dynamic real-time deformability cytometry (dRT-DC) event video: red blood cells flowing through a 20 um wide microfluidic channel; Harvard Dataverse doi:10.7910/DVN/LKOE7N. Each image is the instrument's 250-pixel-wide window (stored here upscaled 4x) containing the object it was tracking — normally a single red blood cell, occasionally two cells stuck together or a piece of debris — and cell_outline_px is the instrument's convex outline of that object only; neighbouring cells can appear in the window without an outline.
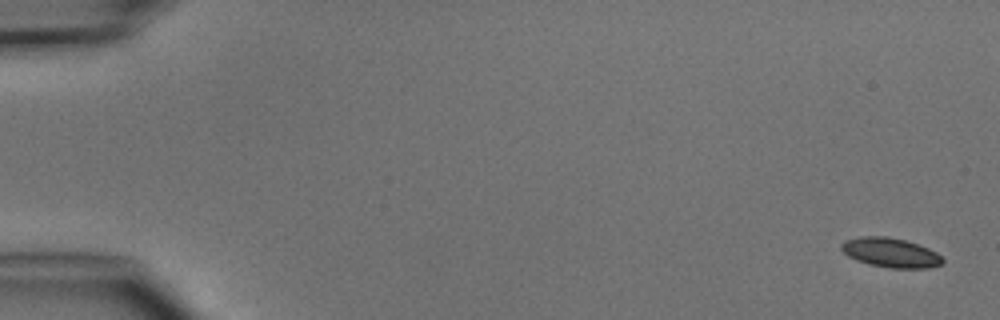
{"species": "common noctule bat (a hibernating species)", "species_latin": "Nyctalus noctula", "temperature_condition": "cold", "stored_images_in_passage": 4, "camera_frame_rate_fps": 3000, "um_per_image_px": 0.085, "animal": {"sex": "male", "body_mass_g": 15.6}, "frame": {"image": 1, "passage_image": 1, "time_ms": 0.0, "image_size_px": [1000, 320], "cell_outline_px": [[944, 260], [940, 264], [928, 268], [888, 268], [868, 264], [856, 260], [848, 256], [840, 248], [840, 244], [844, 240], [860, 236], [888, 236], [904, 240], [928, 248], [936, 252]], "centroid_in_image_um": [75.65, 21.47], "position_along_channel_um": 9.3, "area_um2": 17.4}}
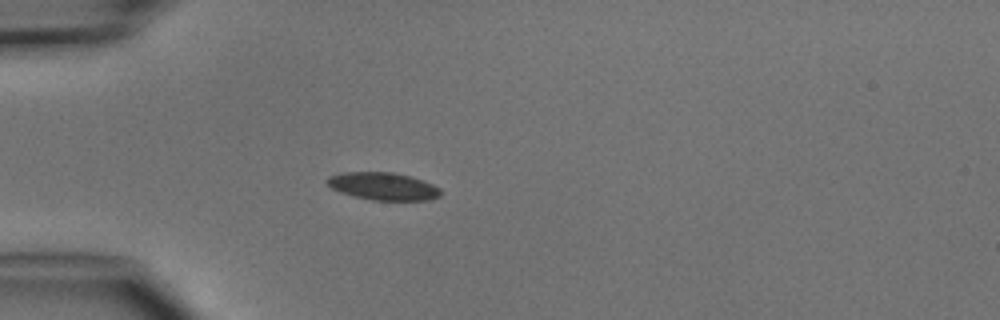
{"frame": {"image": 2, "passage_image": 4, "time_ms": 4.333, "image_size_px": [1000, 320], "cell_outline_px": [[440, 196], [428, 200], [372, 200], [352, 196], [340, 192], [332, 188], [324, 180], [328, 176], [344, 172], [392, 172], [408, 176], [432, 184], [440, 188]], "centroid_in_image_um": [32.52, 15.83], "position_along_channel_um": 52.5, "area_um2": 18.15}}